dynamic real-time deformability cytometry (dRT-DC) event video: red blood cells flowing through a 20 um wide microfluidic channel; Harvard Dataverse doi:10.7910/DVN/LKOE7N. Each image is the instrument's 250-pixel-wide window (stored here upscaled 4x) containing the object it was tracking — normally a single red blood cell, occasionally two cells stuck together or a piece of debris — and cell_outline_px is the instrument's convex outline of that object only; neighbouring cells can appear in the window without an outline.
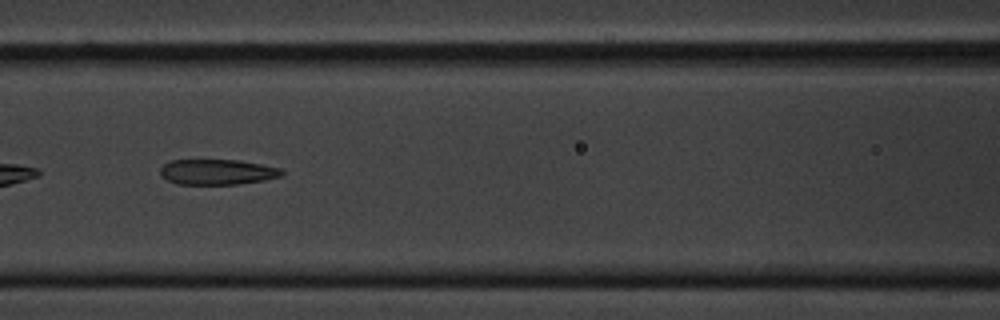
{"species": "common noctule bat (a hibernating species)", "species_latin": "Nyctalus noctula", "temperature_condition": "cold", "stored_images_in_passage": 43, "camera_frame_rate_fps": 3000, "um_per_image_px": 0.085, "animal": {"sex": "male", "body_mass_g": 20.1, "forearm_length_mm": 53.5}, "frame": {"image": 1, "passage_image": 9, "time_ms": 2.667, "image_size_px": [1000, 320], "cell_outline_px": [[284, 176], [264, 180], [236, 184], [176, 184], [160, 176], [160, 168], [168, 160], [240, 160], [280, 168], [284, 172]], "centroid_in_image_um": [18.45, 14.61], "position_along_channel_um": 148.1, "area_um2": 18.09}}
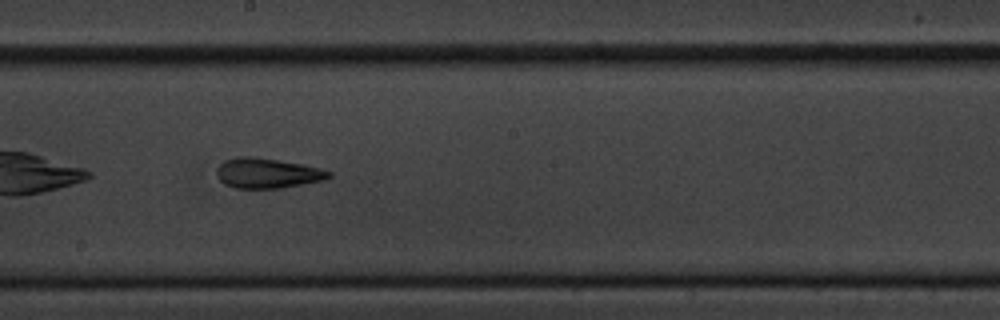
{"frame": {"image": 2, "passage_image": 16, "time_ms": 5.0, "image_size_px": [1000, 320], "cell_outline_px": [[332, 176], [324, 180], [280, 188], [232, 188], [224, 184], [220, 180], [216, 172], [216, 168], [224, 160], [236, 156], [252, 156], [304, 164], [320, 168], [332, 172]], "centroid_in_image_um": [22.71, 14.71], "position_along_channel_um": 225.5, "area_um2": 19.83}}
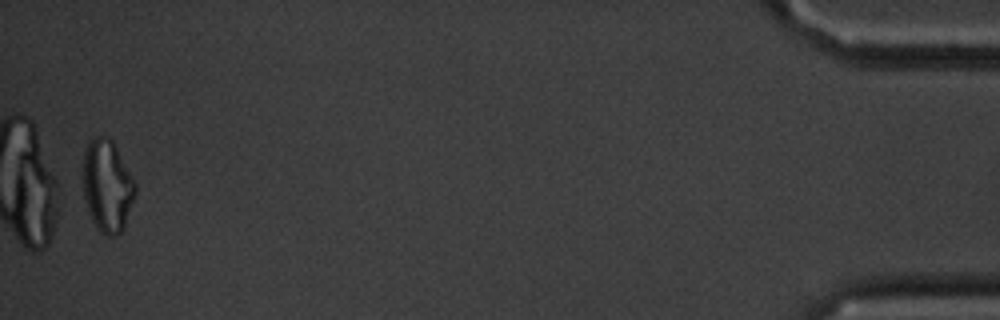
{"frame": {"image": 3, "passage_image": 42, "time_ms": 13.667, "image_size_px": [1000, 320], "cell_outline_px": [[136, 196], [124, 228], [120, 232], [112, 236], [108, 236], [100, 232], [96, 228], [88, 212], [84, 200], [80, 176], [84, 148], [88, 140], [96, 136], [104, 136], [112, 140], [136, 180]], "centroid_in_image_um": [9.09, 15.78], "position_along_channel_um": 426.1, "area_um2": 29.25}, "authors_computed_cell_mechanics": {"area_um2": 19.7098, "velocity_mm_per_s": 3.3243, "shape_relaxation_time_tau1_ms": 7.6523, "shape_relaxation_time_tau2_ms": 2.2717, "deformation_change_tau1": 0.1883, "deformation_change_tau2": 0.1031}}